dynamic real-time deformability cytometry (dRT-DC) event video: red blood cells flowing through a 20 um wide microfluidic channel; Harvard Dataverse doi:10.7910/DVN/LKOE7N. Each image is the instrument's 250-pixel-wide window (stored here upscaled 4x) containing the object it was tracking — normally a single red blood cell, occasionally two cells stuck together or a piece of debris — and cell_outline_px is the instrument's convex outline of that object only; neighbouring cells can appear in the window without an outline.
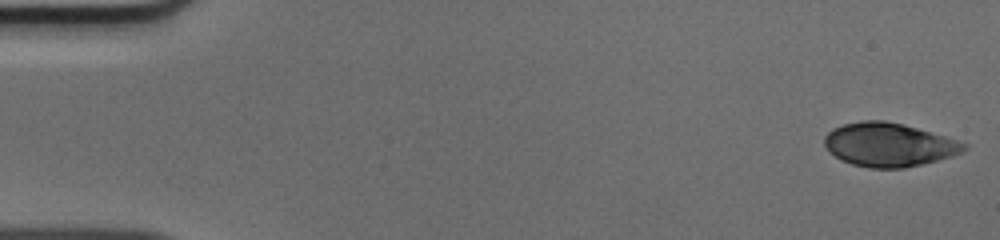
{"species": "human", "species_latin": "Homo sapiens", "temperature_condition": "cold", "stored_images_in_passage": 50, "camera_frame_rate_fps": 3000, "um_per_image_px": 0.085, "donor": {"sex": "male"}, "frame": {"image": 1, "passage_image": 1, "time_ms": 0.0, "image_size_px": [1000, 240], "cell_outline_px": [[968, 148], [964, 152], [952, 156], [904, 168], [868, 168], [852, 164], [840, 160], [828, 152], [824, 144], [824, 136], [832, 128], [844, 124], [860, 120], [884, 120], [904, 124], [944, 136], [968, 144]], "centroid_in_image_um": [75.52, 12.3], "position_along_channel_um": 9.5, "area_um2": 35.66}}
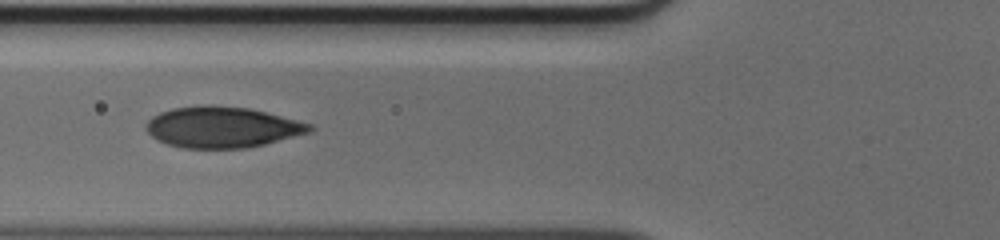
{"frame": {"image": 2, "passage_image": 19, "time_ms": 6.0, "image_size_px": [1000, 240], "cell_outline_px": [[316, 128], [312, 132], [264, 144], [244, 148], [184, 148], [168, 144], [156, 140], [144, 128], [144, 124], [152, 116], [160, 112], [172, 108], [200, 104], [212, 104], [248, 108], [312, 124]], "centroid_in_image_um": [18.85, 10.8], "position_along_channel_um": 106.9, "area_um2": 39.3}}
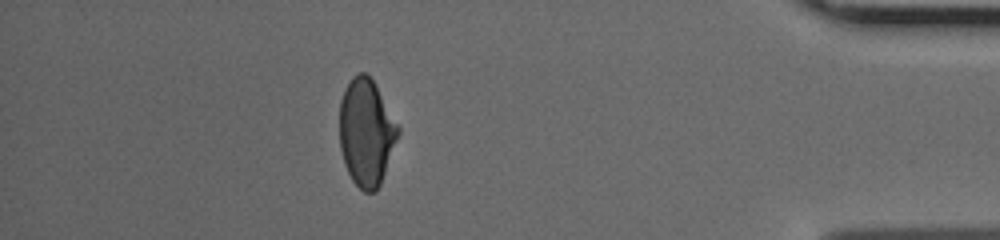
{"frame": {"image": 3, "passage_image": 44, "time_ms": 14.333, "image_size_px": [1000, 240], "cell_outline_px": [[400, 132], [380, 184], [376, 192], [364, 192], [352, 180], [344, 164], [340, 148], [340, 100], [344, 88], [352, 76], [360, 72], [364, 72], [372, 80], [400, 128]], "centroid_in_image_um": [31.12, 11.26], "position_along_channel_um": 404.1, "area_um2": 36.24}}